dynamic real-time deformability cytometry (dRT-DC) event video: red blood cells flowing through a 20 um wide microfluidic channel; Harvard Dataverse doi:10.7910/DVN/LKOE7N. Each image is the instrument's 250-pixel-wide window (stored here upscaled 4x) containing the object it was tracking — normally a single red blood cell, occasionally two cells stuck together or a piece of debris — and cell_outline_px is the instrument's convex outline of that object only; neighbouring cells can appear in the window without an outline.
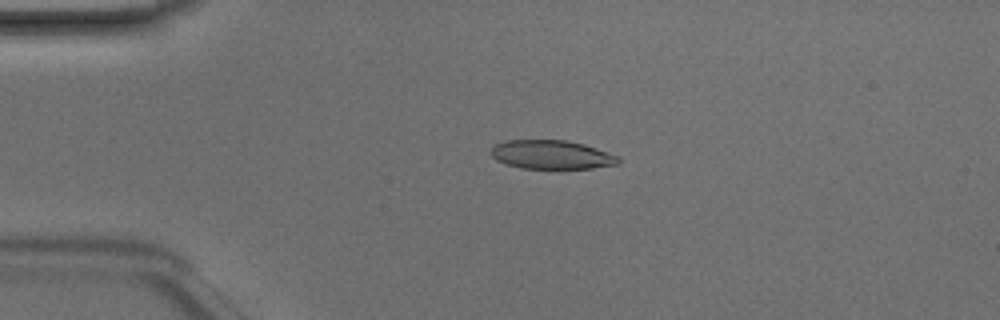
{"species": "Egyptian fruit bat (a non-hibernating species)", "species_latin": "Rousettus aegyptiacus", "temperature_condition": "room temperature", "stored_images_in_passage": 48, "camera_frame_rate_fps": 3000, "um_per_image_px": 0.085, "animal": {"sex": "male"}, "frame": {"image": 1, "passage_image": 11, "time_ms": 3.333, "image_size_px": [1000, 320], "cell_outline_px": [[620, 164], [592, 168], [520, 168], [496, 160], [488, 152], [496, 144], [504, 140], [564, 140], [584, 144], [620, 156]], "centroid_in_image_um": [46.89, 13.14], "position_along_channel_um": 38.1, "area_um2": 21.44}}
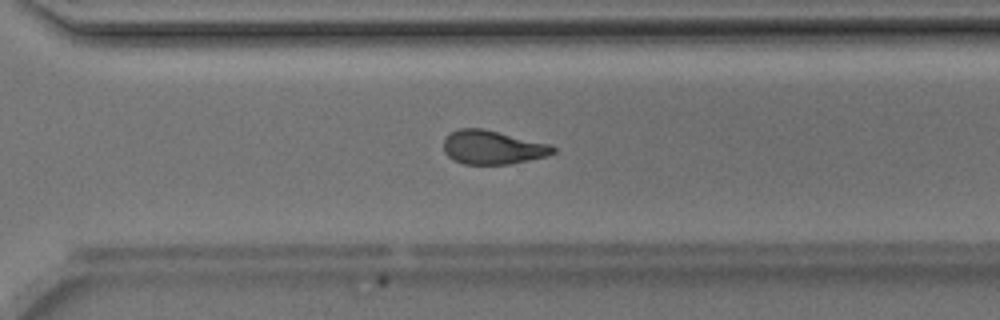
{"frame": {"image": 2, "passage_image": 34, "time_ms": 11.0, "image_size_px": [1000, 320], "cell_outline_px": [[556, 152], [548, 156], [508, 164], [464, 164], [452, 160], [444, 152], [444, 136], [460, 128], [484, 128], [552, 144], [556, 148]], "centroid_in_image_um": [41.88, 12.52], "position_along_channel_um": 328.7, "area_um2": 21.85}}
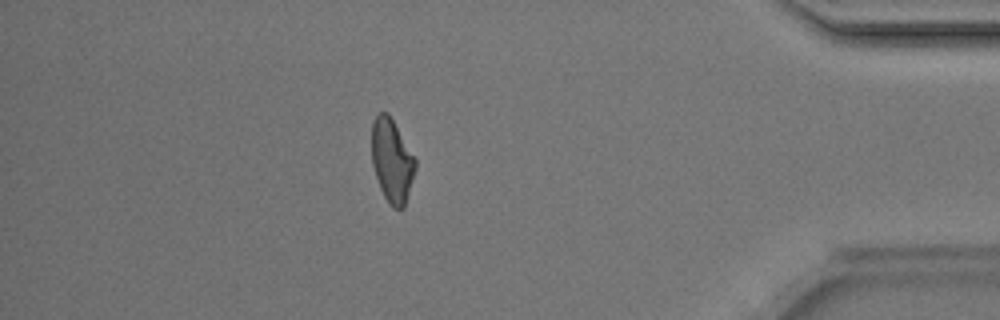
{"frame": {"image": 3, "passage_image": 42, "time_ms": 13.667, "image_size_px": [1000, 320], "cell_outline_px": [[416, 168], [404, 208], [392, 208], [388, 204], [380, 188], [372, 164], [372, 120], [380, 112], [388, 112], [416, 160]], "centroid_in_image_um": [33.3, 13.67], "position_along_channel_um": 401.9, "area_um2": 21.1}, "authors_computed_cell_mechanics": {"area_um2": 22.0218, "velocity_mm_per_s": 4.2384, "shape_relaxation_time_tau1_ms": 6.1114, "shape_relaxation_time_tau2_ms": 4.0836, "deformation_change_tau1": 0.18, "deformation_change_tau2": 0.1281}}